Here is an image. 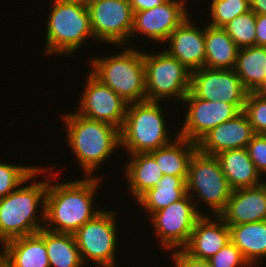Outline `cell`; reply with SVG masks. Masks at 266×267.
Wrapping results in <instances>:
<instances>
[{
	"label": "cell",
	"mask_w": 266,
	"mask_h": 267,
	"mask_svg": "<svg viewBox=\"0 0 266 267\" xmlns=\"http://www.w3.org/2000/svg\"><path fill=\"white\" fill-rule=\"evenodd\" d=\"M228 227L230 241L251 267L256 266L260 258H266V220Z\"/></svg>",
	"instance_id": "603a6c76"
},
{
	"label": "cell",
	"mask_w": 266,
	"mask_h": 267,
	"mask_svg": "<svg viewBox=\"0 0 266 267\" xmlns=\"http://www.w3.org/2000/svg\"><path fill=\"white\" fill-rule=\"evenodd\" d=\"M51 168H39L38 166L13 165L0 162V200L16 190L21 184H26L30 179ZM36 175V176H35Z\"/></svg>",
	"instance_id": "f1b7e54d"
},
{
	"label": "cell",
	"mask_w": 266,
	"mask_h": 267,
	"mask_svg": "<svg viewBox=\"0 0 266 267\" xmlns=\"http://www.w3.org/2000/svg\"><path fill=\"white\" fill-rule=\"evenodd\" d=\"M255 135L247 115L242 111L235 118L217 125L205 134L197 142V150L215 156L227 150L246 148Z\"/></svg>",
	"instance_id": "2e32d148"
},
{
	"label": "cell",
	"mask_w": 266,
	"mask_h": 267,
	"mask_svg": "<svg viewBox=\"0 0 266 267\" xmlns=\"http://www.w3.org/2000/svg\"><path fill=\"white\" fill-rule=\"evenodd\" d=\"M65 1L88 6L93 0H65Z\"/></svg>",
	"instance_id": "f35d334b"
},
{
	"label": "cell",
	"mask_w": 266,
	"mask_h": 267,
	"mask_svg": "<svg viewBox=\"0 0 266 267\" xmlns=\"http://www.w3.org/2000/svg\"><path fill=\"white\" fill-rule=\"evenodd\" d=\"M90 72L116 92L127 104L146 100L145 65L142 50L123 48L114 56L92 58Z\"/></svg>",
	"instance_id": "277c9868"
},
{
	"label": "cell",
	"mask_w": 266,
	"mask_h": 267,
	"mask_svg": "<svg viewBox=\"0 0 266 267\" xmlns=\"http://www.w3.org/2000/svg\"><path fill=\"white\" fill-rule=\"evenodd\" d=\"M0 267H11V266L0 256Z\"/></svg>",
	"instance_id": "ab89813d"
},
{
	"label": "cell",
	"mask_w": 266,
	"mask_h": 267,
	"mask_svg": "<svg viewBox=\"0 0 266 267\" xmlns=\"http://www.w3.org/2000/svg\"><path fill=\"white\" fill-rule=\"evenodd\" d=\"M187 178L176 177L172 175H163L158 184L143 193L136 202L150 216L171 203L179 201L187 194Z\"/></svg>",
	"instance_id": "4316f807"
},
{
	"label": "cell",
	"mask_w": 266,
	"mask_h": 267,
	"mask_svg": "<svg viewBox=\"0 0 266 267\" xmlns=\"http://www.w3.org/2000/svg\"><path fill=\"white\" fill-rule=\"evenodd\" d=\"M87 8L95 40L116 46L129 44L134 13L128 0H93Z\"/></svg>",
	"instance_id": "8fae6325"
},
{
	"label": "cell",
	"mask_w": 266,
	"mask_h": 267,
	"mask_svg": "<svg viewBox=\"0 0 266 267\" xmlns=\"http://www.w3.org/2000/svg\"><path fill=\"white\" fill-rule=\"evenodd\" d=\"M239 48L256 45V14L250 10L223 27Z\"/></svg>",
	"instance_id": "f546056e"
},
{
	"label": "cell",
	"mask_w": 266,
	"mask_h": 267,
	"mask_svg": "<svg viewBox=\"0 0 266 267\" xmlns=\"http://www.w3.org/2000/svg\"><path fill=\"white\" fill-rule=\"evenodd\" d=\"M125 170L129 191L137 200L148 189L155 187L163 173L150 153L130 154Z\"/></svg>",
	"instance_id": "d4e9b609"
},
{
	"label": "cell",
	"mask_w": 266,
	"mask_h": 267,
	"mask_svg": "<svg viewBox=\"0 0 266 267\" xmlns=\"http://www.w3.org/2000/svg\"><path fill=\"white\" fill-rule=\"evenodd\" d=\"M208 261L211 267H251L241 251L231 241Z\"/></svg>",
	"instance_id": "d6a6232c"
},
{
	"label": "cell",
	"mask_w": 266,
	"mask_h": 267,
	"mask_svg": "<svg viewBox=\"0 0 266 267\" xmlns=\"http://www.w3.org/2000/svg\"><path fill=\"white\" fill-rule=\"evenodd\" d=\"M21 184L0 200V243L37 233L44 228L45 198L48 180H34L29 185ZM41 219L37 214L39 206ZM39 205V206H38ZM43 224V225H42Z\"/></svg>",
	"instance_id": "3957f363"
},
{
	"label": "cell",
	"mask_w": 266,
	"mask_h": 267,
	"mask_svg": "<svg viewBox=\"0 0 266 267\" xmlns=\"http://www.w3.org/2000/svg\"><path fill=\"white\" fill-rule=\"evenodd\" d=\"M115 214V211L102 210L74 233L84 265L90 259L97 267L116 266L118 226Z\"/></svg>",
	"instance_id": "9c48e42d"
},
{
	"label": "cell",
	"mask_w": 266,
	"mask_h": 267,
	"mask_svg": "<svg viewBox=\"0 0 266 267\" xmlns=\"http://www.w3.org/2000/svg\"><path fill=\"white\" fill-rule=\"evenodd\" d=\"M243 112L255 134L266 135V97L259 92H249Z\"/></svg>",
	"instance_id": "1f68e13d"
},
{
	"label": "cell",
	"mask_w": 266,
	"mask_h": 267,
	"mask_svg": "<svg viewBox=\"0 0 266 267\" xmlns=\"http://www.w3.org/2000/svg\"><path fill=\"white\" fill-rule=\"evenodd\" d=\"M163 51L156 54L143 52L146 100L160 102L163 98H178L183 101L190 91L191 72Z\"/></svg>",
	"instance_id": "52a82bcc"
},
{
	"label": "cell",
	"mask_w": 266,
	"mask_h": 267,
	"mask_svg": "<svg viewBox=\"0 0 266 267\" xmlns=\"http://www.w3.org/2000/svg\"><path fill=\"white\" fill-rule=\"evenodd\" d=\"M234 70L249 92H258L266 83V46L240 48Z\"/></svg>",
	"instance_id": "484cf974"
},
{
	"label": "cell",
	"mask_w": 266,
	"mask_h": 267,
	"mask_svg": "<svg viewBox=\"0 0 266 267\" xmlns=\"http://www.w3.org/2000/svg\"><path fill=\"white\" fill-rule=\"evenodd\" d=\"M193 25L188 17L184 20L165 41L169 42L165 50L170 56L175 57L190 72L205 66V27Z\"/></svg>",
	"instance_id": "e0dca14e"
},
{
	"label": "cell",
	"mask_w": 266,
	"mask_h": 267,
	"mask_svg": "<svg viewBox=\"0 0 266 267\" xmlns=\"http://www.w3.org/2000/svg\"><path fill=\"white\" fill-rule=\"evenodd\" d=\"M52 5L46 27V55L72 54L93 39L87 6L65 0H53Z\"/></svg>",
	"instance_id": "8992f818"
},
{
	"label": "cell",
	"mask_w": 266,
	"mask_h": 267,
	"mask_svg": "<svg viewBox=\"0 0 266 267\" xmlns=\"http://www.w3.org/2000/svg\"><path fill=\"white\" fill-rule=\"evenodd\" d=\"M0 256L11 267H50L44 241V228L37 233L5 242Z\"/></svg>",
	"instance_id": "ffe728a7"
},
{
	"label": "cell",
	"mask_w": 266,
	"mask_h": 267,
	"mask_svg": "<svg viewBox=\"0 0 266 267\" xmlns=\"http://www.w3.org/2000/svg\"><path fill=\"white\" fill-rule=\"evenodd\" d=\"M246 149L258 172L264 175L266 173V135L256 134Z\"/></svg>",
	"instance_id": "836d02e7"
},
{
	"label": "cell",
	"mask_w": 266,
	"mask_h": 267,
	"mask_svg": "<svg viewBox=\"0 0 266 267\" xmlns=\"http://www.w3.org/2000/svg\"><path fill=\"white\" fill-rule=\"evenodd\" d=\"M251 10L256 14L266 15V0H250Z\"/></svg>",
	"instance_id": "74e56055"
},
{
	"label": "cell",
	"mask_w": 266,
	"mask_h": 267,
	"mask_svg": "<svg viewBox=\"0 0 266 267\" xmlns=\"http://www.w3.org/2000/svg\"><path fill=\"white\" fill-rule=\"evenodd\" d=\"M100 178L90 176L76 181L51 184L52 180L49 177L44 228L53 232L74 234L100 213L103 208L93 206L96 190L102 181Z\"/></svg>",
	"instance_id": "6da1fadb"
},
{
	"label": "cell",
	"mask_w": 266,
	"mask_h": 267,
	"mask_svg": "<svg viewBox=\"0 0 266 267\" xmlns=\"http://www.w3.org/2000/svg\"><path fill=\"white\" fill-rule=\"evenodd\" d=\"M210 20L214 27H224L235 17L251 10L250 0H212Z\"/></svg>",
	"instance_id": "4dcf8cb0"
},
{
	"label": "cell",
	"mask_w": 266,
	"mask_h": 267,
	"mask_svg": "<svg viewBox=\"0 0 266 267\" xmlns=\"http://www.w3.org/2000/svg\"><path fill=\"white\" fill-rule=\"evenodd\" d=\"M205 66L210 69H234L239 47L222 27L205 26Z\"/></svg>",
	"instance_id": "cb8c5ba5"
},
{
	"label": "cell",
	"mask_w": 266,
	"mask_h": 267,
	"mask_svg": "<svg viewBox=\"0 0 266 267\" xmlns=\"http://www.w3.org/2000/svg\"><path fill=\"white\" fill-rule=\"evenodd\" d=\"M202 215L190 235L188 243L182 248L197 259L208 260L230 241L228 225L219 215Z\"/></svg>",
	"instance_id": "ac0fdd59"
},
{
	"label": "cell",
	"mask_w": 266,
	"mask_h": 267,
	"mask_svg": "<svg viewBox=\"0 0 266 267\" xmlns=\"http://www.w3.org/2000/svg\"><path fill=\"white\" fill-rule=\"evenodd\" d=\"M61 117L67 129V143L86 177H90L121 146L120 129L82 117L76 111Z\"/></svg>",
	"instance_id": "7a4b0ae2"
},
{
	"label": "cell",
	"mask_w": 266,
	"mask_h": 267,
	"mask_svg": "<svg viewBox=\"0 0 266 267\" xmlns=\"http://www.w3.org/2000/svg\"><path fill=\"white\" fill-rule=\"evenodd\" d=\"M219 216L227 225L266 220V185L232 190L226 208Z\"/></svg>",
	"instance_id": "d6986e66"
},
{
	"label": "cell",
	"mask_w": 266,
	"mask_h": 267,
	"mask_svg": "<svg viewBox=\"0 0 266 267\" xmlns=\"http://www.w3.org/2000/svg\"><path fill=\"white\" fill-rule=\"evenodd\" d=\"M258 92L266 97V83L263 85V87Z\"/></svg>",
	"instance_id": "60d3db41"
},
{
	"label": "cell",
	"mask_w": 266,
	"mask_h": 267,
	"mask_svg": "<svg viewBox=\"0 0 266 267\" xmlns=\"http://www.w3.org/2000/svg\"><path fill=\"white\" fill-rule=\"evenodd\" d=\"M215 157L232 190L256 187L264 183L246 148L221 152ZM261 176V177H260Z\"/></svg>",
	"instance_id": "44dd1931"
},
{
	"label": "cell",
	"mask_w": 266,
	"mask_h": 267,
	"mask_svg": "<svg viewBox=\"0 0 266 267\" xmlns=\"http://www.w3.org/2000/svg\"><path fill=\"white\" fill-rule=\"evenodd\" d=\"M186 183L187 194L207 204L210 207L208 209L213 210V216L219 215L226 208L232 188L215 156L197 150L190 160Z\"/></svg>",
	"instance_id": "ba28073f"
},
{
	"label": "cell",
	"mask_w": 266,
	"mask_h": 267,
	"mask_svg": "<svg viewBox=\"0 0 266 267\" xmlns=\"http://www.w3.org/2000/svg\"><path fill=\"white\" fill-rule=\"evenodd\" d=\"M100 267V266H99ZM101 267H116V266H101Z\"/></svg>",
	"instance_id": "b9f144b4"
},
{
	"label": "cell",
	"mask_w": 266,
	"mask_h": 267,
	"mask_svg": "<svg viewBox=\"0 0 266 267\" xmlns=\"http://www.w3.org/2000/svg\"><path fill=\"white\" fill-rule=\"evenodd\" d=\"M175 141L149 153L158 163L163 175L188 178L189 163L197 151V143L174 134Z\"/></svg>",
	"instance_id": "7402d4cb"
},
{
	"label": "cell",
	"mask_w": 266,
	"mask_h": 267,
	"mask_svg": "<svg viewBox=\"0 0 266 267\" xmlns=\"http://www.w3.org/2000/svg\"><path fill=\"white\" fill-rule=\"evenodd\" d=\"M160 106L159 102L147 100L128 104L120 130V147L127 153H149L172 142Z\"/></svg>",
	"instance_id": "5b68a950"
},
{
	"label": "cell",
	"mask_w": 266,
	"mask_h": 267,
	"mask_svg": "<svg viewBox=\"0 0 266 267\" xmlns=\"http://www.w3.org/2000/svg\"><path fill=\"white\" fill-rule=\"evenodd\" d=\"M190 91L202 100L233 105H245L249 93L234 69L206 67L191 72Z\"/></svg>",
	"instance_id": "4fadbf2b"
},
{
	"label": "cell",
	"mask_w": 266,
	"mask_h": 267,
	"mask_svg": "<svg viewBox=\"0 0 266 267\" xmlns=\"http://www.w3.org/2000/svg\"><path fill=\"white\" fill-rule=\"evenodd\" d=\"M44 241L50 267H82L74 234L59 233L44 228Z\"/></svg>",
	"instance_id": "83f0119b"
},
{
	"label": "cell",
	"mask_w": 266,
	"mask_h": 267,
	"mask_svg": "<svg viewBox=\"0 0 266 267\" xmlns=\"http://www.w3.org/2000/svg\"><path fill=\"white\" fill-rule=\"evenodd\" d=\"M182 102H187L185 105L188 111L178 135L195 143L214 127L235 118L244 109V105L228 104L221 100H202L191 91Z\"/></svg>",
	"instance_id": "7c38bea8"
},
{
	"label": "cell",
	"mask_w": 266,
	"mask_h": 267,
	"mask_svg": "<svg viewBox=\"0 0 266 267\" xmlns=\"http://www.w3.org/2000/svg\"><path fill=\"white\" fill-rule=\"evenodd\" d=\"M192 200L186 194L151 215L152 226L164 250L171 249L173 252L176 248L182 249L188 243L196 221L204 215L195 205L198 202Z\"/></svg>",
	"instance_id": "30bf717a"
},
{
	"label": "cell",
	"mask_w": 266,
	"mask_h": 267,
	"mask_svg": "<svg viewBox=\"0 0 266 267\" xmlns=\"http://www.w3.org/2000/svg\"><path fill=\"white\" fill-rule=\"evenodd\" d=\"M256 46H266V15H256Z\"/></svg>",
	"instance_id": "d590c367"
},
{
	"label": "cell",
	"mask_w": 266,
	"mask_h": 267,
	"mask_svg": "<svg viewBox=\"0 0 266 267\" xmlns=\"http://www.w3.org/2000/svg\"><path fill=\"white\" fill-rule=\"evenodd\" d=\"M133 13L161 6L167 0H128Z\"/></svg>",
	"instance_id": "8d00e7d4"
},
{
	"label": "cell",
	"mask_w": 266,
	"mask_h": 267,
	"mask_svg": "<svg viewBox=\"0 0 266 267\" xmlns=\"http://www.w3.org/2000/svg\"><path fill=\"white\" fill-rule=\"evenodd\" d=\"M79 100L77 114L90 120L111 124L121 130L126 110L125 102L116 92L89 73Z\"/></svg>",
	"instance_id": "5bb4252c"
},
{
	"label": "cell",
	"mask_w": 266,
	"mask_h": 267,
	"mask_svg": "<svg viewBox=\"0 0 266 267\" xmlns=\"http://www.w3.org/2000/svg\"><path fill=\"white\" fill-rule=\"evenodd\" d=\"M171 255L175 267H211L208 260L194 258L183 249H176Z\"/></svg>",
	"instance_id": "e575fe53"
},
{
	"label": "cell",
	"mask_w": 266,
	"mask_h": 267,
	"mask_svg": "<svg viewBox=\"0 0 266 267\" xmlns=\"http://www.w3.org/2000/svg\"><path fill=\"white\" fill-rule=\"evenodd\" d=\"M185 0H167L164 4L152 9L134 12L130 39L141 34L154 42L166 41L170 34L184 21L188 10ZM138 33V34H137Z\"/></svg>",
	"instance_id": "9a60e30c"
}]
</instances>
